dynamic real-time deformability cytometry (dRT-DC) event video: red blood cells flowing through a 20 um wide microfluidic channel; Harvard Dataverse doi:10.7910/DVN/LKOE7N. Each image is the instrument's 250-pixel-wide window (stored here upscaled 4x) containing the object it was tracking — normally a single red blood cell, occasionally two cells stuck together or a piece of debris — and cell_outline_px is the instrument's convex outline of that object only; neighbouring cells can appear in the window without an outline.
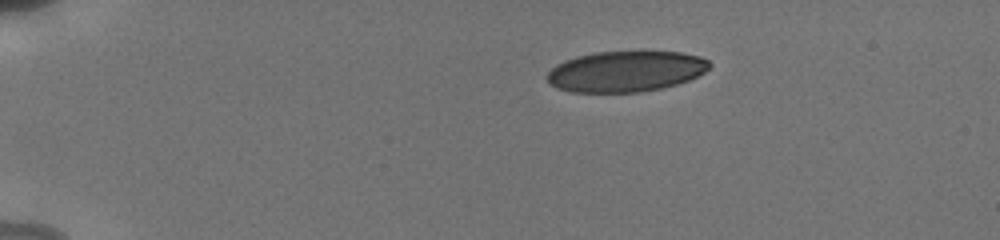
{"species": "human", "species_latin": "Homo sapiens", "temperature_condition": "cold", "stored_images_in_passage": 10, "camera_frame_rate_fps": 3000, "um_per_image_px": 0.085, "donor": {"sex": "male"}, "frame": {"image": 1, "passage_image": 1, "time_ms": 0.0, "image_size_px": [1000, 240], "cell_outline_px": [[712, 64], [704, 72], [688, 80], [676, 84], [660, 88], [640, 92], [572, 92], [556, 88], [548, 84], [544, 76], [556, 64], [564, 60], [576, 56], [596, 52], [680, 52], [700, 56], [708, 60]], "centroid_in_image_um": [53.13, 6.07], "position_along_channel_um": 31.9, "area_um2": 38.67}}
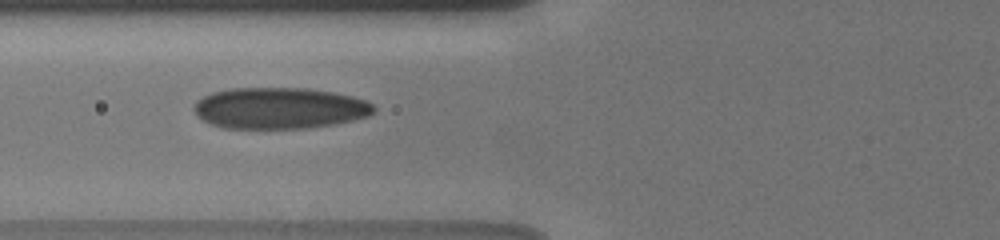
{"frame": {"image": 2, "passage_image": 6, "time_ms": 4.0, "image_size_px": [1000, 240], "cell_outline_px": [[376, 112], [368, 116], [336, 124], [308, 128], [220, 128], [208, 124], [196, 116], [192, 108], [196, 100], [212, 92], [232, 88], [308, 88], [332, 92], [352, 96], [364, 100], [372, 104], [376, 108]], "centroid_in_image_um": [23.72, 9.2], "position_along_channel_um": 102.1, "area_um2": 43.7}}
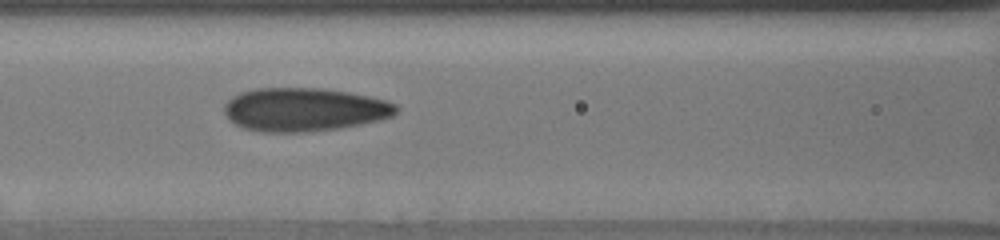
{"frame": {"image": 3, "passage_image": 9, "time_ms": 5.0, "image_size_px": [1000, 240], "cell_outline_px": [[400, 108], [392, 116], [380, 120], [340, 128], [312, 132], [264, 132], [244, 128], [228, 120], [224, 112], [224, 104], [232, 96], [240, 92], [256, 88], [320, 88], [348, 92], [368, 96], [384, 100], [396, 104]], "centroid_in_image_um": [25.84, 9.31], "position_along_channel_um": 140.8, "area_um2": 43.75}}